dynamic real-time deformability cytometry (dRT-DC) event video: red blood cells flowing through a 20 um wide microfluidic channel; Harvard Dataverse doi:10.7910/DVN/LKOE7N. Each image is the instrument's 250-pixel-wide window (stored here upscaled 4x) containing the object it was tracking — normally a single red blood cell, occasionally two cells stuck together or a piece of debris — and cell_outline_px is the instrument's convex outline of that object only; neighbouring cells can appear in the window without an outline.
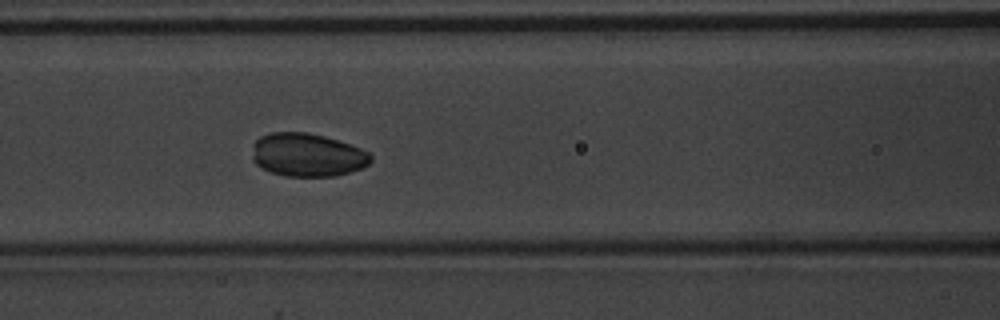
{"species": "common noctule bat (a hibernating species)", "species_latin": "Nyctalus noctula", "temperature_condition": "warm", "stored_images_in_passage": 22, "camera_frame_rate_fps": 3000, "um_per_image_px": 0.085, "animal": {"sex": "male", "body_mass_g": 20.1, "forearm_length_mm": 53.5}, "frame": {"image": 1, "passage_image": 22, "time_ms": 7.0, "image_size_px": [1000, 320], "cell_outline_px": [[372, 160], [368, 164], [360, 168], [336, 176], [284, 176], [272, 172], [256, 164], [252, 160], [252, 144], [260, 136], [268, 132], [308, 132], [324, 136], [360, 148], [368, 152], [372, 156]], "centroid_in_image_um": [26.08, 13.16], "position_along_channel_um": 140.5, "area_um2": 29.88}}